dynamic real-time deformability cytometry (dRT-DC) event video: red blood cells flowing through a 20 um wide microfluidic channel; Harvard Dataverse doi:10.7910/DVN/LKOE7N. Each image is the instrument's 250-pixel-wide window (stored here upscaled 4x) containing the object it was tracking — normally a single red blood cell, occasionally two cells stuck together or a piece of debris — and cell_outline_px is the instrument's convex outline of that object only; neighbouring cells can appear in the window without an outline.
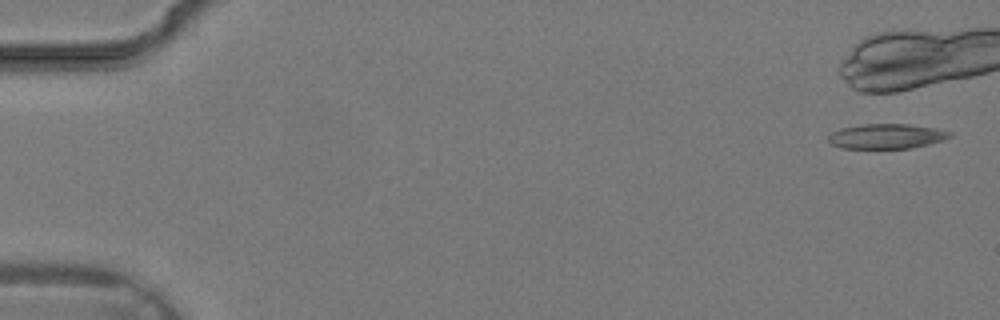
{"species": "common noctule bat (a hibernating species)", "species_latin": "Nyctalus noctula", "temperature_condition": "warm", "stored_images_in_passage": 5, "camera_frame_rate_fps": 3000, "um_per_image_px": 0.085, "animal": {"sex": "male", "body_mass_g": 19.2, "forearm_length_mm": 51.8}, "frame": {"image": 1, "passage_image": 1, "time_ms": 0.0, "image_size_px": [1000, 320], "cell_outline_px": [[952, 136], [944, 140], [912, 148], [840, 148], [832, 144], [828, 140], [828, 136], [832, 132], [840, 128], [864, 124], [908, 124], [936, 128], [952, 132]], "centroid_in_image_um": [75.37, 11.58], "position_along_channel_um": 9.6, "area_um2": 17.63}}